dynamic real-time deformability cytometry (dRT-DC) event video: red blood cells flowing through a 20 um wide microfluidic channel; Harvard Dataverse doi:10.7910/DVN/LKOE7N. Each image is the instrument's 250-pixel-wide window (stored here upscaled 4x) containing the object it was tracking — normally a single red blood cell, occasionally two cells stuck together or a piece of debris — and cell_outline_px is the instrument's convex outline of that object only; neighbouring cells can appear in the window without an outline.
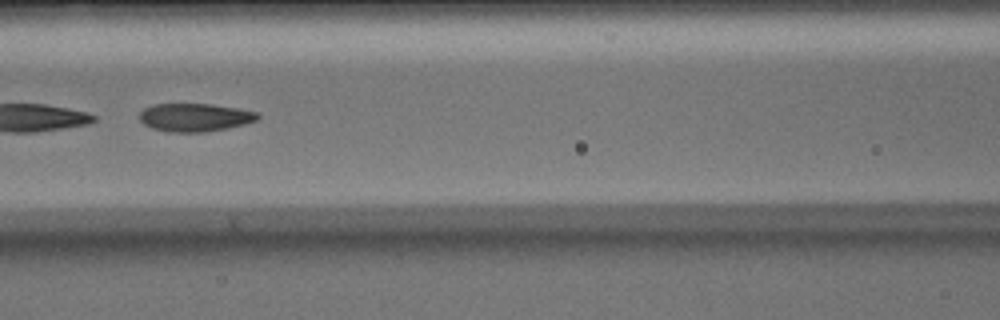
{"species": "Egyptian fruit bat (a non-hibernating species)", "species_latin": "Rousettus aegyptiacus", "temperature_condition": "warm", "stored_images_in_passage": 21, "segment_of_instrument_passage": [2, 2], "camera_frame_rate_fps": 3000, "um_per_image_px": 0.085, "animal": {"sex": "male"}, "frame": {"image": 1, "passage_image": 15, "time_ms": 4.667, "image_size_px": [1000, 320], "cell_outline_px": [[260, 116], [256, 120], [244, 124], [228, 128], [204, 132], [168, 132], [152, 128], [144, 124], [140, 120], [140, 112], [144, 108], [152, 104], [212, 104], [236, 108], [256, 112]], "centroid_in_image_um": [16.53, 9.98], "position_along_channel_um": 150.1, "area_um2": 19.31}}
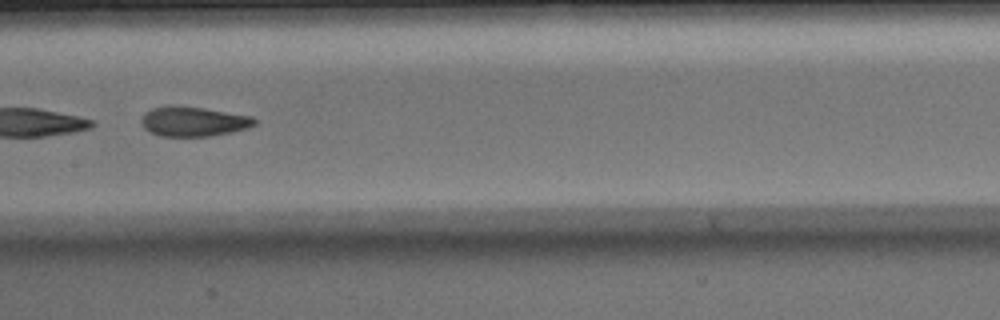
{"frame": {"image": 2, "passage_image": 18, "time_ms": 5.667, "image_size_px": [1000, 320], "cell_outline_px": [[256, 124], [248, 128], [232, 132], [208, 136], [160, 136], [148, 132], [140, 124], [140, 120], [144, 112], [152, 108], [204, 108], [252, 116], [256, 120]], "centroid_in_image_um": [16.45, 10.36], "position_along_channel_um": 191.0, "area_um2": 19.19}}